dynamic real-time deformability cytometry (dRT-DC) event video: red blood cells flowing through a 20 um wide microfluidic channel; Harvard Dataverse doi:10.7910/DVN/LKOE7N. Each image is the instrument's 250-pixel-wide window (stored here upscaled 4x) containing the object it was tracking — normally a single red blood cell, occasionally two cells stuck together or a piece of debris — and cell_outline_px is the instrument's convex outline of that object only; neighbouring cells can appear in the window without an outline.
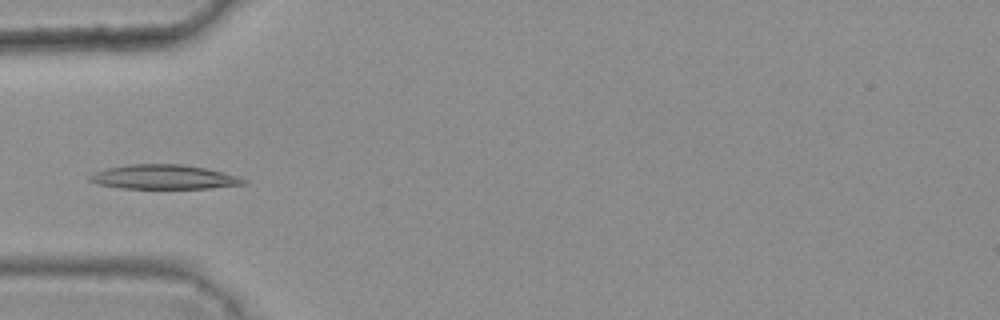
{"species": "common noctule bat (a hibernating species)", "species_latin": "Nyctalus noctula", "temperature_condition": "warm", "stored_images_in_passage": 7, "camera_frame_rate_fps": 3000, "um_per_image_px": 0.085, "animal": {"sex": "female", "body_mass_g": 25.1}, "frame": {"image": 1, "passage_image": 4, "time_ms": 1.0, "image_size_px": [1000, 320], "cell_outline_px": [[248, 184], [212, 188], [120, 188], [96, 184], [88, 180], [88, 176], [92, 172], [108, 168], [128, 164], [184, 164], [204, 168], [236, 176], [248, 180]], "centroid_in_image_um": [13.89, 15.05], "position_along_channel_um": 71.1, "area_um2": 21.91}}
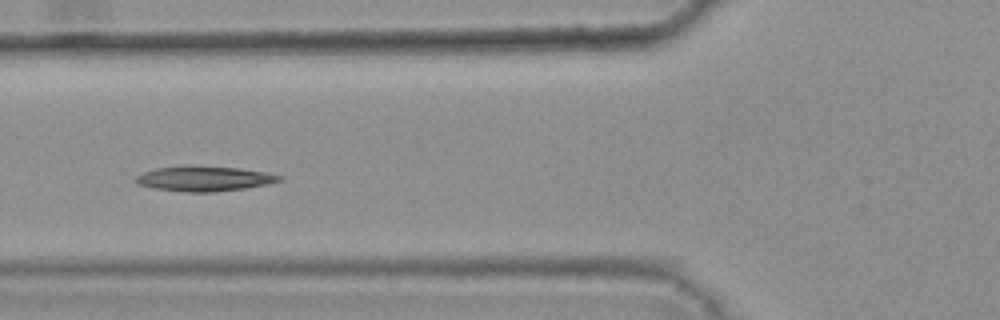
{"frame": {"image": 2, "passage_image": 5, "time_ms": 1.333, "image_size_px": [1000, 320], "cell_outline_px": [[284, 180], [244, 188], [216, 192], [188, 192], [152, 188], [140, 184], [136, 180], [136, 176], [144, 172], [156, 168], [240, 168], [264, 172], [284, 176]], "centroid_in_image_um": [17.42, 15.22], "position_along_channel_um": 108.4, "area_um2": 19.88}}
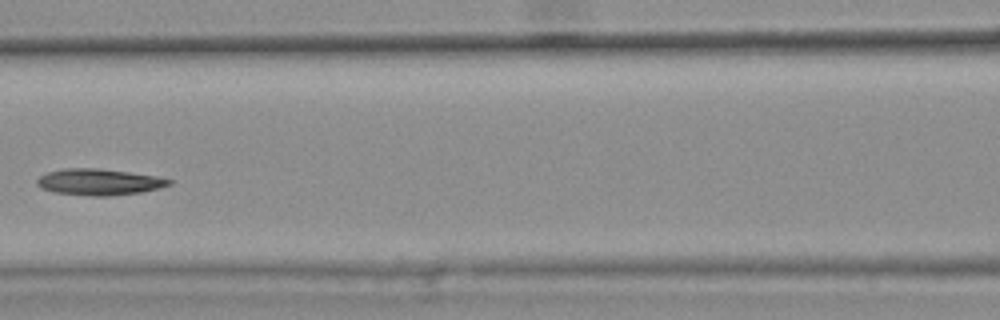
{"frame": {"image": 3, "passage_image": 6, "time_ms": 1.667, "image_size_px": [1000, 320], "cell_outline_px": [[172, 184], [160, 188], [140, 192], [112, 196], [92, 196], [52, 192], [40, 188], [36, 184], [36, 180], [40, 176], [48, 172], [64, 168], [96, 168], [128, 172], [156, 176], [172, 180]], "centroid_in_image_um": [8.4, 15.47], "position_along_channel_um": 158.2, "area_um2": 20.29}}